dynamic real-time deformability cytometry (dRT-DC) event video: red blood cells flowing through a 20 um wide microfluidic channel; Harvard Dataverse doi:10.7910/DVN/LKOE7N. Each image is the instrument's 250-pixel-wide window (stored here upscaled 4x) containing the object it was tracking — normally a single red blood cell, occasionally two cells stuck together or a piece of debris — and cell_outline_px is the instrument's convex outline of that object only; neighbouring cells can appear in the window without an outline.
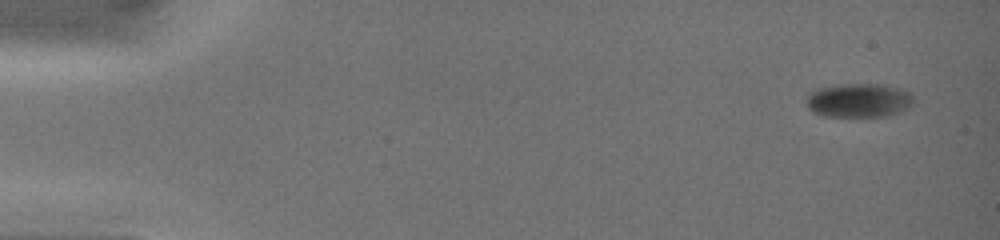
{"species": "common noctule bat (a hibernating species)", "species_latin": "Nyctalus noctula", "temperature_condition": "warm", "stored_images_in_passage": 8, "camera_frame_rate_fps": 3000, "um_per_image_px": 0.085, "animal": {"sex": "female", "body_mass_g": 19.0, "forearm_length_mm": 51.5}, "frame": {"image": 1, "passage_image": 1, "time_ms": 0.0, "image_size_px": [1000, 240], "cell_outline_px": [[916, 104], [900, 112], [888, 116], [824, 116], [812, 112], [808, 108], [804, 100], [808, 92], [820, 88], [840, 84], [880, 84], [912, 92], [916, 100]], "centroid_in_image_um": [73.02, 8.53], "position_along_channel_um": 12.0, "area_um2": 21.68}}
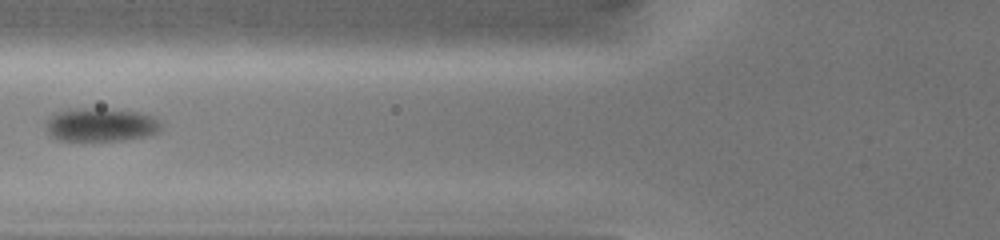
{"frame": {"image": 2, "passage_image": 7, "time_ms": 6.0, "image_size_px": [1000, 240], "cell_outline_px": [[164, 124], [156, 132], [144, 136], [120, 140], [60, 140], [52, 136], [48, 132], [44, 124], [56, 112], [76, 108], [100, 108], [136, 112], [156, 116]], "centroid_in_image_um": [8.59, 10.59], "position_along_channel_um": 117.2, "area_um2": 22.31}}
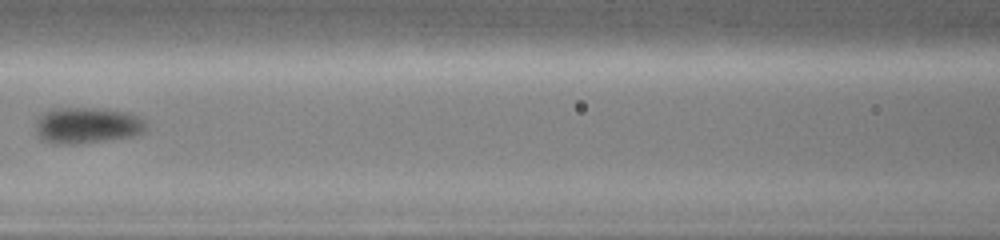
{"frame": {"image": 3, "passage_image": 8, "time_ms": 7.0, "image_size_px": [1000, 240], "cell_outline_px": [[148, 124], [144, 132], [132, 136], [76, 144], [56, 144], [44, 140], [36, 136], [36, 120], [44, 112], [52, 108], [88, 108], [128, 112], [140, 116]], "centroid_in_image_um": [7.4, 10.66], "position_along_channel_um": 159.2, "area_um2": 23.29}}